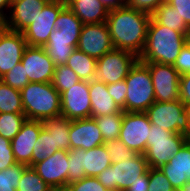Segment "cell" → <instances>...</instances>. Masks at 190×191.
<instances>
[{"label":"cell","instance_id":"1","mask_svg":"<svg viewBox=\"0 0 190 191\" xmlns=\"http://www.w3.org/2000/svg\"><path fill=\"white\" fill-rule=\"evenodd\" d=\"M150 19L149 13L126 5L109 10L106 24L114 48L132 52L140 57L145 48Z\"/></svg>","mask_w":190,"mask_h":191},{"label":"cell","instance_id":"2","mask_svg":"<svg viewBox=\"0 0 190 191\" xmlns=\"http://www.w3.org/2000/svg\"><path fill=\"white\" fill-rule=\"evenodd\" d=\"M186 32H177L158 24L152 17L147 29L145 48L139 57L142 63L174 65L186 45Z\"/></svg>","mask_w":190,"mask_h":191},{"label":"cell","instance_id":"3","mask_svg":"<svg viewBox=\"0 0 190 191\" xmlns=\"http://www.w3.org/2000/svg\"><path fill=\"white\" fill-rule=\"evenodd\" d=\"M24 114L29 120H40L61 115L60 93L52 82H30L20 90Z\"/></svg>","mask_w":190,"mask_h":191},{"label":"cell","instance_id":"4","mask_svg":"<svg viewBox=\"0 0 190 191\" xmlns=\"http://www.w3.org/2000/svg\"><path fill=\"white\" fill-rule=\"evenodd\" d=\"M125 112H145L154 102L155 93L149 68L139 60L125 78Z\"/></svg>","mask_w":190,"mask_h":191},{"label":"cell","instance_id":"5","mask_svg":"<svg viewBox=\"0 0 190 191\" xmlns=\"http://www.w3.org/2000/svg\"><path fill=\"white\" fill-rule=\"evenodd\" d=\"M186 142V135L151 124L144 153L149 168H161L167 164Z\"/></svg>","mask_w":190,"mask_h":191},{"label":"cell","instance_id":"6","mask_svg":"<svg viewBox=\"0 0 190 191\" xmlns=\"http://www.w3.org/2000/svg\"><path fill=\"white\" fill-rule=\"evenodd\" d=\"M149 169L144 154L111 164L96 176L98 181L109 191H126L132 183L139 180Z\"/></svg>","mask_w":190,"mask_h":191},{"label":"cell","instance_id":"7","mask_svg":"<svg viewBox=\"0 0 190 191\" xmlns=\"http://www.w3.org/2000/svg\"><path fill=\"white\" fill-rule=\"evenodd\" d=\"M145 113L151 124L173 133L189 134V114L181 100L154 102Z\"/></svg>","mask_w":190,"mask_h":191},{"label":"cell","instance_id":"8","mask_svg":"<svg viewBox=\"0 0 190 191\" xmlns=\"http://www.w3.org/2000/svg\"><path fill=\"white\" fill-rule=\"evenodd\" d=\"M138 60L139 57L132 52L113 48L97 59L94 80L107 85L125 80L130 69Z\"/></svg>","mask_w":190,"mask_h":191},{"label":"cell","instance_id":"9","mask_svg":"<svg viewBox=\"0 0 190 191\" xmlns=\"http://www.w3.org/2000/svg\"><path fill=\"white\" fill-rule=\"evenodd\" d=\"M65 6V0H49L43 9L38 11L34 23L22 32L28 46L43 47L47 43L55 30V21Z\"/></svg>","mask_w":190,"mask_h":191},{"label":"cell","instance_id":"10","mask_svg":"<svg viewBox=\"0 0 190 191\" xmlns=\"http://www.w3.org/2000/svg\"><path fill=\"white\" fill-rule=\"evenodd\" d=\"M148 68L154 86L156 102L180 100V73L173 65L144 63Z\"/></svg>","mask_w":190,"mask_h":191},{"label":"cell","instance_id":"11","mask_svg":"<svg viewBox=\"0 0 190 191\" xmlns=\"http://www.w3.org/2000/svg\"><path fill=\"white\" fill-rule=\"evenodd\" d=\"M151 123L145 112H123L119 140L138 154L146 152Z\"/></svg>","mask_w":190,"mask_h":191},{"label":"cell","instance_id":"12","mask_svg":"<svg viewBox=\"0 0 190 191\" xmlns=\"http://www.w3.org/2000/svg\"><path fill=\"white\" fill-rule=\"evenodd\" d=\"M60 98L62 116L70 120L91 117L89 81H79L69 90L62 92Z\"/></svg>","mask_w":190,"mask_h":191},{"label":"cell","instance_id":"13","mask_svg":"<svg viewBox=\"0 0 190 191\" xmlns=\"http://www.w3.org/2000/svg\"><path fill=\"white\" fill-rule=\"evenodd\" d=\"M114 48L106 22L83 24L77 49L99 59Z\"/></svg>","mask_w":190,"mask_h":191},{"label":"cell","instance_id":"14","mask_svg":"<svg viewBox=\"0 0 190 191\" xmlns=\"http://www.w3.org/2000/svg\"><path fill=\"white\" fill-rule=\"evenodd\" d=\"M21 63L29 82H52L55 65L50 60L44 47L27 46L24 50Z\"/></svg>","mask_w":190,"mask_h":191},{"label":"cell","instance_id":"15","mask_svg":"<svg viewBox=\"0 0 190 191\" xmlns=\"http://www.w3.org/2000/svg\"><path fill=\"white\" fill-rule=\"evenodd\" d=\"M32 167L52 189H64L67 187L68 151L58 150Z\"/></svg>","mask_w":190,"mask_h":191},{"label":"cell","instance_id":"16","mask_svg":"<svg viewBox=\"0 0 190 191\" xmlns=\"http://www.w3.org/2000/svg\"><path fill=\"white\" fill-rule=\"evenodd\" d=\"M42 128V121L26 119L20 131L11 140L13 154L18 164L32 167L33 147Z\"/></svg>","mask_w":190,"mask_h":191},{"label":"cell","instance_id":"17","mask_svg":"<svg viewBox=\"0 0 190 191\" xmlns=\"http://www.w3.org/2000/svg\"><path fill=\"white\" fill-rule=\"evenodd\" d=\"M27 46L22 32L6 29L0 34V78L21 62Z\"/></svg>","mask_w":190,"mask_h":191},{"label":"cell","instance_id":"18","mask_svg":"<svg viewBox=\"0 0 190 191\" xmlns=\"http://www.w3.org/2000/svg\"><path fill=\"white\" fill-rule=\"evenodd\" d=\"M69 139L71 149L89 150L104 144L101 131L92 117L71 120Z\"/></svg>","mask_w":190,"mask_h":191},{"label":"cell","instance_id":"19","mask_svg":"<svg viewBox=\"0 0 190 191\" xmlns=\"http://www.w3.org/2000/svg\"><path fill=\"white\" fill-rule=\"evenodd\" d=\"M49 0H15L11 2L7 15V29L23 32L31 23L38 11H41Z\"/></svg>","mask_w":190,"mask_h":191},{"label":"cell","instance_id":"20","mask_svg":"<svg viewBox=\"0 0 190 191\" xmlns=\"http://www.w3.org/2000/svg\"><path fill=\"white\" fill-rule=\"evenodd\" d=\"M160 169L178 191L190 180V144L186 142Z\"/></svg>","mask_w":190,"mask_h":191},{"label":"cell","instance_id":"21","mask_svg":"<svg viewBox=\"0 0 190 191\" xmlns=\"http://www.w3.org/2000/svg\"><path fill=\"white\" fill-rule=\"evenodd\" d=\"M78 42L79 37L62 35L58 29H55L43 47L55 66L65 65L77 48Z\"/></svg>","mask_w":190,"mask_h":191},{"label":"cell","instance_id":"22","mask_svg":"<svg viewBox=\"0 0 190 191\" xmlns=\"http://www.w3.org/2000/svg\"><path fill=\"white\" fill-rule=\"evenodd\" d=\"M89 95L91 100L92 118L107 116L109 114H115L122 111V109L109 95L107 84L103 82L97 80L89 81Z\"/></svg>","mask_w":190,"mask_h":191},{"label":"cell","instance_id":"23","mask_svg":"<svg viewBox=\"0 0 190 191\" xmlns=\"http://www.w3.org/2000/svg\"><path fill=\"white\" fill-rule=\"evenodd\" d=\"M83 24L106 22L109 9L99 0H65Z\"/></svg>","mask_w":190,"mask_h":191},{"label":"cell","instance_id":"24","mask_svg":"<svg viewBox=\"0 0 190 191\" xmlns=\"http://www.w3.org/2000/svg\"><path fill=\"white\" fill-rule=\"evenodd\" d=\"M111 155L105 145L83 150V170L86 177H96L111 165Z\"/></svg>","mask_w":190,"mask_h":191},{"label":"cell","instance_id":"25","mask_svg":"<svg viewBox=\"0 0 190 191\" xmlns=\"http://www.w3.org/2000/svg\"><path fill=\"white\" fill-rule=\"evenodd\" d=\"M43 127L54 135L55 146L58 150L69 151L71 149L69 130L71 127V120L60 115L52 118H45L42 120Z\"/></svg>","mask_w":190,"mask_h":191},{"label":"cell","instance_id":"26","mask_svg":"<svg viewBox=\"0 0 190 191\" xmlns=\"http://www.w3.org/2000/svg\"><path fill=\"white\" fill-rule=\"evenodd\" d=\"M66 65L69 66L81 80H94L95 67L97 65L96 58L76 48L68 58Z\"/></svg>","mask_w":190,"mask_h":191},{"label":"cell","instance_id":"27","mask_svg":"<svg viewBox=\"0 0 190 191\" xmlns=\"http://www.w3.org/2000/svg\"><path fill=\"white\" fill-rule=\"evenodd\" d=\"M151 17L160 25L166 26L177 32H187V25L183 18L168 3H162L152 14Z\"/></svg>","mask_w":190,"mask_h":191},{"label":"cell","instance_id":"28","mask_svg":"<svg viewBox=\"0 0 190 191\" xmlns=\"http://www.w3.org/2000/svg\"><path fill=\"white\" fill-rule=\"evenodd\" d=\"M0 113H24L20 90L0 80Z\"/></svg>","mask_w":190,"mask_h":191},{"label":"cell","instance_id":"29","mask_svg":"<svg viewBox=\"0 0 190 191\" xmlns=\"http://www.w3.org/2000/svg\"><path fill=\"white\" fill-rule=\"evenodd\" d=\"M82 27L83 23L68 6L60 11L55 21V29L66 36L80 37Z\"/></svg>","mask_w":190,"mask_h":191},{"label":"cell","instance_id":"30","mask_svg":"<svg viewBox=\"0 0 190 191\" xmlns=\"http://www.w3.org/2000/svg\"><path fill=\"white\" fill-rule=\"evenodd\" d=\"M56 151H58V148L55 146L54 135L43 127L33 147L32 166L39 161L45 160Z\"/></svg>","mask_w":190,"mask_h":191},{"label":"cell","instance_id":"31","mask_svg":"<svg viewBox=\"0 0 190 191\" xmlns=\"http://www.w3.org/2000/svg\"><path fill=\"white\" fill-rule=\"evenodd\" d=\"M123 110L119 113L94 118L101 131L104 142L118 139L123 120Z\"/></svg>","mask_w":190,"mask_h":191},{"label":"cell","instance_id":"32","mask_svg":"<svg viewBox=\"0 0 190 191\" xmlns=\"http://www.w3.org/2000/svg\"><path fill=\"white\" fill-rule=\"evenodd\" d=\"M26 119L24 113H0V135L11 141Z\"/></svg>","mask_w":190,"mask_h":191},{"label":"cell","instance_id":"33","mask_svg":"<svg viewBox=\"0 0 190 191\" xmlns=\"http://www.w3.org/2000/svg\"><path fill=\"white\" fill-rule=\"evenodd\" d=\"M81 81L77 74L66 64L55 66L52 80L53 87L61 94Z\"/></svg>","mask_w":190,"mask_h":191},{"label":"cell","instance_id":"34","mask_svg":"<svg viewBox=\"0 0 190 191\" xmlns=\"http://www.w3.org/2000/svg\"><path fill=\"white\" fill-rule=\"evenodd\" d=\"M16 191H52L33 167H27L19 180Z\"/></svg>","mask_w":190,"mask_h":191},{"label":"cell","instance_id":"35","mask_svg":"<svg viewBox=\"0 0 190 191\" xmlns=\"http://www.w3.org/2000/svg\"><path fill=\"white\" fill-rule=\"evenodd\" d=\"M28 166L15 164L0 171V191H16L23 171Z\"/></svg>","mask_w":190,"mask_h":191},{"label":"cell","instance_id":"36","mask_svg":"<svg viewBox=\"0 0 190 191\" xmlns=\"http://www.w3.org/2000/svg\"><path fill=\"white\" fill-rule=\"evenodd\" d=\"M68 163L67 185L86 177L83 170V149H70L68 151Z\"/></svg>","mask_w":190,"mask_h":191},{"label":"cell","instance_id":"37","mask_svg":"<svg viewBox=\"0 0 190 191\" xmlns=\"http://www.w3.org/2000/svg\"><path fill=\"white\" fill-rule=\"evenodd\" d=\"M107 152L111 155V164L133 158L137 153L128 148L121 140L114 139L104 142Z\"/></svg>","mask_w":190,"mask_h":191},{"label":"cell","instance_id":"38","mask_svg":"<svg viewBox=\"0 0 190 191\" xmlns=\"http://www.w3.org/2000/svg\"><path fill=\"white\" fill-rule=\"evenodd\" d=\"M0 80L8 86L18 90H22L30 83L21 62L15 65V67L1 77Z\"/></svg>","mask_w":190,"mask_h":191},{"label":"cell","instance_id":"39","mask_svg":"<svg viewBox=\"0 0 190 191\" xmlns=\"http://www.w3.org/2000/svg\"><path fill=\"white\" fill-rule=\"evenodd\" d=\"M148 191H176L160 168H149Z\"/></svg>","mask_w":190,"mask_h":191},{"label":"cell","instance_id":"40","mask_svg":"<svg viewBox=\"0 0 190 191\" xmlns=\"http://www.w3.org/2000/svg\"><path fill=\"white\" fill-rule=\"evenodd\" d=\"M67 191H109L96 177H84L67 185Z\"/></svg>","mask_w":190,"mask_h":191},{"label":"cell","instance_id":"41","mask_svg":"<svg viewBox=\"0 0 190 191\" xmlns=\"http://www.w3.org/2000/svg\"><path fill=\"white\" fill-rule=\"evenodd\" d=\"M17 164L11 141L0 135V171Z\"/></svg>","mask_w":190,"mask_h":191},{"label":"cell","instance_id":"42","mask_svg":"<svg viewBox=\"0 0 190 191\" xmlns=\"http://www.w3.org/2000/svg\"><path fill=\"white\" fill-rule=\"evenodd\" d=\"M107 90L115 103L125 112V98L127 93L125 80H120L116 83L108 84Z\"/></svg>","mask_w":190,"mask_h":191},{"label":"cell","instance_id":"43","mask_svg":"<svg viewBox=\"0 0 190 191\" xmlns=\"http://www.w3.org/2000/svg\"><path fill=\"white\" fill-rule=\"evenodd\" d=\"M162 4V0H125L129 8L149 13L150 15Z\"/></svg>","mask_w":190,"mask_h":191},{"label":"cell","instance_id":"44","mask_svg":"<svg viewBox=\"0 0 190 191\" xmlns=\"http://www.w3.org/2000/svg\"><path fill=\"white\" fill-rule=\"evenodd\" d=\"M173 66L180 75L190 73V45L186 44L181 49Z\"/></svg>","mask_w":190,"mask_h":191},{"label":"cell","instance_id":"45","mask_svg":"<svg viewBox=\"0 0 190 191\" xmlns=\"http://www.w3.org/2000/svg\"><path fill=\"white\" fill-rule=\"evenodd\" d=\"M183 18L187 26H190V0H170L168 2Z\"/></svg>","mask_w":190,"mask_h":191},{"label":"cell","instance_id":"46","mask_svg":"<svg viewBox=\"0 0 190 191\" xmlns=\"http://www.w3.org/2000/svg\"><path fill=\"white\" fill-rule=\"evenodd\" d=\"M180 100L186 107L190 106V73L180 76Z\"/></svg>","mask_w":190,"mask_h":191},{"label":"cell","instance_id":"47","mask_svg":"<svg viewBox=\"0 0 190 191\" xmlns=\"http://www.w3.org/2000/svg\"><path fill=\"white\" fill-rule=\"evenodd\" d=\"M149 185V169L148 171L139 177L135 183H132L126 191H148Z\"/></svg>","mask_w":190,"mask_h":191},{"label":"cell","instance_id":"48","mask_svg":"<svg viewBox=\"0 0 190 191\" xmlns=\"http://www.w3.org/2000/svg\"><path fill=\"white\" fill-rule=\"evenodd\" d=\"M109 10L120 8L125 5V0H99Z\"/></svg>","mask_w":190,"mask_h":191},{"label":"cell","instance_id":"49","mask_svg":"<svg viewBox=\"0 0 190 191\" xmlns=\"http://www.w3.org/2000/svg\"><path fill=\"white\" fill-rule=\"evenodd\" d=\"M11 2V0H0V13L5 15L6 17L10 11Z\"/></svg>","mask_w":190,"mask_h":191},{"label":"cell","instance_id":"50","mask_svg":"<svg viewBox=\"0 0 190 191\" xmlns=\"http://www.w3.org/2000/svg\"><path fill=\"white\" fill-rule=\"evenodd\" d=\"M7 29V19L6 16L0 13V34Z\"/></svg>","mask_w":190,"mask_h":191},{"label":"cell","instance_id":"51","mask_svg":"<svg viewBox=\"0 0 190 191\" xmlns=\"http://www.w3.org/2000/svg\"><path fill=\"white\" fill-rule=\"evenodd\" d=\"M178 191H190V180H188Z\"/></svg>","mask_w":190,"mask_h":191},{"label":"cell","instance_id":"52","mask_svg":"<svg viewBox=\"0 0 190 191\" xmlns=\"http://www.w3.org/2000/svg\"><path fill=\"white\" fill-rule=\"evenodd\" d=\"M186 44L190 45V26L187 27V32H186Z\"/></svg>","mask_w":190,"mask_h":191},{"label":"cell","instance_id":"53","mask_svg":"<svg viewBox=\"0 0 190 191\" xmlns=\"http://www.w3.org/2000/svg\"><path fill=\"white\" fill-rule=\"evenodd\" d=\"M187 111H188V114H189V132H190V106L187 107Z\"/></svg>","mask_w":190,"mask_h":191},{"label":"cell","instance_id":"54","mask_svg":"<svg viewBox=\"0 0 190 191\" xmlns=\"http://www.w3.org/2000/svg\"><path fill=\"white\" fill-rule=\"evenodd\" d=\"M52 191H67L66 188L64 189H52Z\"/></svg>","mask_w":190,"mask_h":191},{"label":"cell","instance_id":"55","mask_svg":"<svg viewBox=\"0 0 190 191\" xmlns=\"http://www.w3.org/2000/svg\"><path fill=\"white\" fill-rule=\"evenodd\" d=\"M187 142L190 144V132H189V134L187 135Z\"/></svg>","mask_w":190,"mask_h":191},{"label":"cell","instance_id":"56","mask_svg":"<svg viewBox=\"0 0 190 191\" xmlns=\"http://www.w3.org/2000/svg\"><path fill=\"white\" fill-rule=\"evenodd\" d=\"M170 0H162V3H168Z\"/></svg>","mask_w":190,"mask_h":191}]
</instances>
